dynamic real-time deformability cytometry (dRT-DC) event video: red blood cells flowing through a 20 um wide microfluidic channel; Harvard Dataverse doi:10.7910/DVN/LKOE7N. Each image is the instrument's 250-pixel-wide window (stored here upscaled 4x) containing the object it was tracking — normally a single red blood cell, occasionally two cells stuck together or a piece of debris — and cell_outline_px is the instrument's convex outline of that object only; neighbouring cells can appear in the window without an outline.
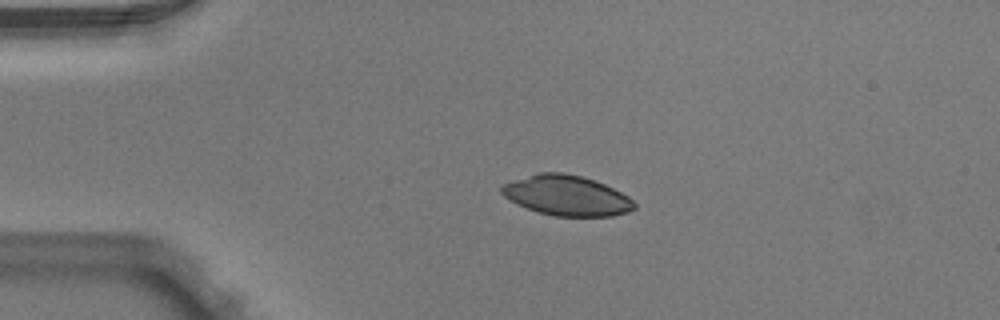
{"species": "Egyptian fruit bat (a non-hibernating species)", "species_latin": "Rousettus aegyptiacus", "temperature_condition": "warm", "stored_images_in_passage": 1, "camera_frame_rate_fps": 3000, "um_per_image_px": 0.085, "animal": {"sex": "male"}, "frame": {"image": 1, "passage_image": 1, "time_ms": 0.0, "image_size_px": [1000, 320], "cell_outline_px": [[636, 208], [628, 212], [612, 216], [552, 216], [516, 204], [504, 196], [500, 192], [500, 188], [504, 184], [540, 172], [564, 172], [580, 176], [604, 184], [628, 196], [636, 204]], "centroid_in_image_um": [48.18, 16.63], "position_along_channel_um": 36.8, "area_um2": 30.75}}